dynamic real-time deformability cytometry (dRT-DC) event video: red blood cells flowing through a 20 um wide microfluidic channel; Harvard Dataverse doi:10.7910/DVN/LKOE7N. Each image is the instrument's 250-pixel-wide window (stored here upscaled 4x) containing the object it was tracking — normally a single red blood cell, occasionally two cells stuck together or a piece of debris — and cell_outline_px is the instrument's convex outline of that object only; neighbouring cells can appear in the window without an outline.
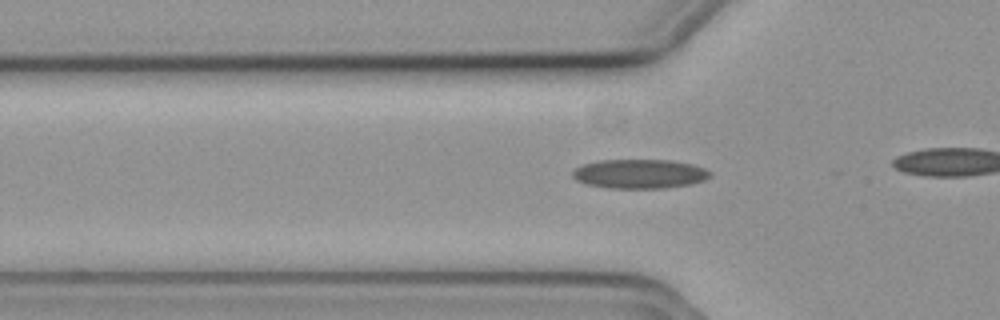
{"species": "common noctule bat (a hibernating species)", "species_latin": "Nyctalus noctula", "temperature_condition": "cold", "stored_images_in_passage": 36, "camera_frame_rate_fps": 3000, "um_per_image_px": 0.085, "animal": {"sex": "female", "body_mass_g": 19.3, "forearm_length_mm": 54.1}, "frame": {"image": 1, "passage_image": 11, "time_ms": 3.333, "image_size_px": [1000, 320], "cell_outline_px": [[712, 176], [704, 180], [688, 184], [664, 188], [608, 188], [588, 184], [576, 180], [572, 176], [572, 172], [580, 164], [600, 160], [672, 160], [692, 164], [704, 168], [712, 172]], "centroid_in_image_um": [54.36, 14.77], "position_along_channel_um": 71.4, "area_um2": 23.47}}
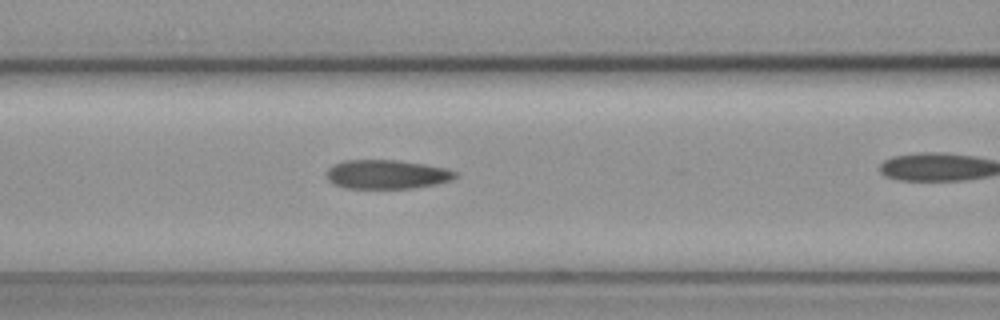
{"frame": {"image": 2, "passage_image": 16, "time_ms": 5.0, "image_size_px": [1000, 320], "cell_outline_px": [[460, 176], [452, 180], [436, 184], [412, 188], [344, 188], [332, 184], [328, 180], [328, 168], [332, 164], [344, 160], [396, 160], [424, 164], [448, 168], [456, 172]], "centroid_in_image_um": [32.9, 14.82], "position_along_channel_um": 133.7, "area_um2": 21.96}}
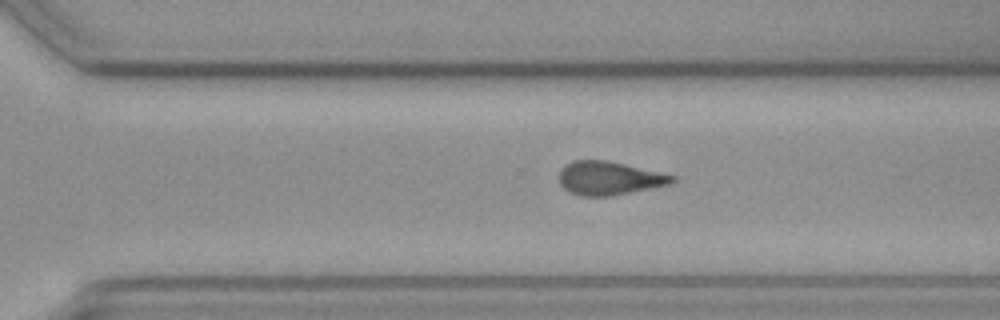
{"frame": {"image": 3, "passage_image": 31, "time_ms": 10.0, "image_size_px": [1000, 320], "cell_outline_px": [[676, 180], [668, 184], [608, 196], [580, 196], [564, 188], [560, 184], [560, 168], [564, 164], [572, 160], [608, 160], [676, 176]], "centroid_in_image_um": [51.73, 15.12], "position_along_channel_um": 318.9, "area_um2": 21.79}}